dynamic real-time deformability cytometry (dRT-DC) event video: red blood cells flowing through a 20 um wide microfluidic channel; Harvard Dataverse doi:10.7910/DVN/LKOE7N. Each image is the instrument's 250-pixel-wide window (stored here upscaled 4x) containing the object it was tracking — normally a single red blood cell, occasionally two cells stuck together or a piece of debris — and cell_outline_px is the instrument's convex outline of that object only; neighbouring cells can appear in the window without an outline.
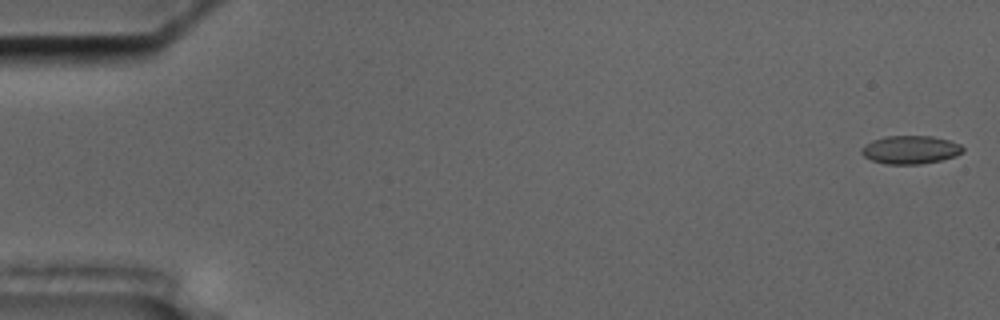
{"species": "common noctule bat (a hibernating species)", "species_latin": "Nyctalus noctula", "temperature_condition": "cold", "stored_images_in_passage": 58, "segment_of_instrument_passage": [1, 2], "camera_frame_rate_fps": 3000, "um_per_image_px": 0.085, "animal": {"sex": "male", "body_mass_g": 17.5, "forearm_length_mm": 52.3}, "frame": {"image": 1, "passage_image": 2, "time_ms": 0.333, "image_size_px": [1000, 320], "cell_outline_px": [[964, 152], [956, 156], [940, 160], [920, 164], [884, 164], [872, 160], [864, 156], [860, 152], [860, 148], [864, 144], [872, 140], [884, 136], [932, 136], [948, 140], [960, 144], [964, 148]], "centroid_in_image_um": [77.36, 12.72], "position_along_channel_um": 7.6, "area_um2": 16.82}}
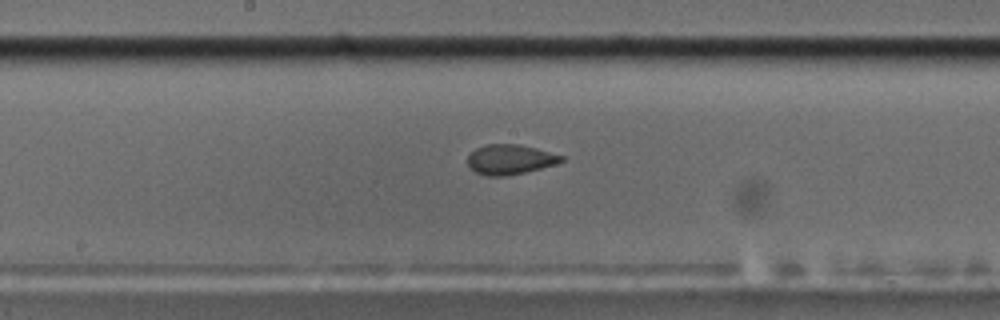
{"frame": {"image": 2, "passage_image": 31, "time_ms": 10.0, "image_size_px": [1000, 320], "cell_outline_px": [[564, 160], [556, 164], [524, 172], [504, 176], [488, 176], [476, 172], [468, 164], [468, 156], [476, 148], [484, 144], [520, 144], [536, 148], [564, 156]], "centroid_in_image_um": [43.36, 13.54], "position_along_channel_um": 204.8, "area_um2": 16.18}}
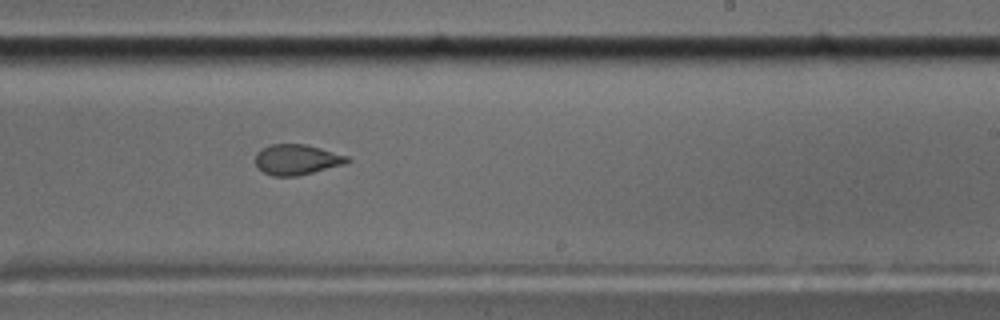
{"frame": {"image": 3, "passage_image": 36, "time_ms": 11.667, "image_size_px": [1000, 320], "cell_outline_px": [[352, 160], [344, 164], [296, 176], [272, 176], [264, 172], [256, 164], [256, 152], [260, 148], [272, 144], [304, 144], [320, 148], [348, 156]], "centroid_in_image_um": [25.21, 13.55], "position_along_channel_um": 263.8, "area_um2": 16.13}}